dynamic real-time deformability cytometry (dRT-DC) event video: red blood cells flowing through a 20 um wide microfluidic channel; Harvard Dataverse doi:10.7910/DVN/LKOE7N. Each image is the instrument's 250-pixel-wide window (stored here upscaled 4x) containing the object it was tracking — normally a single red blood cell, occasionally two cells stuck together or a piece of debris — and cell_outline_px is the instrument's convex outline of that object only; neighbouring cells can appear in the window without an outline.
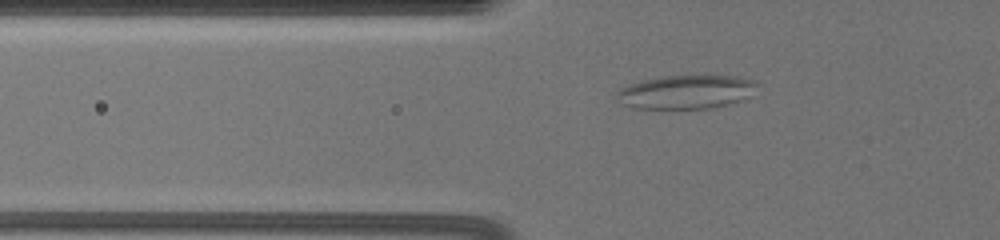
{"species": "common noctule bat (a hibernating species)", "species_latin": "Nyctalus noctula", "temperature_condition": "warm", "stored_images_in_passage": 27, "camera_frame_rate_fps": 3000, "um_per_image_px": 0.085, "animal": {"sex": "female", "body_mass_g": 19.5, "forearm_length_mm": 54.1}, "frame": {"image": 1, "passage_image": 4, "time_ms": 1.667, "image_size_px": [1000, 240], "cell_outline_px": [[756, 84], [744, 96], [728, 104], [712, 108], [632, 108], [620, 104], [616, 100], [616, 92], [620, 88], [628, 84], [644, 80], [664, 76], [736, 76], [752, 80]], "centroid_in_image_um": [58.15, 7.82], "position_along_channel_um": 67.7, "area_um2": 26.93}}
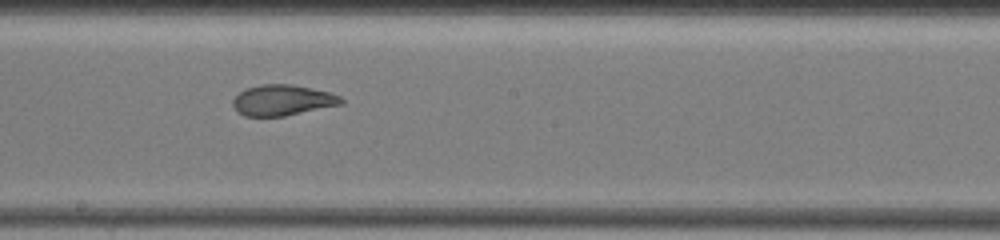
{"frame": {"image": 2, "passage_image": 13, "time_ms": 6.333, "image_size_px": [1000, 240], "cell_outline_px": [[344, 104], [284, 116], [244, 116], [236, 112], [232, 104], [232, 100], [244, 88], [260, 84], [288, 84], [328, 92], [340, 96], [344, 100]], "centroid_in_image_um": [23.98, 8.52], "position_along_channel_um": 224.2, "area_um2": 19.42}}
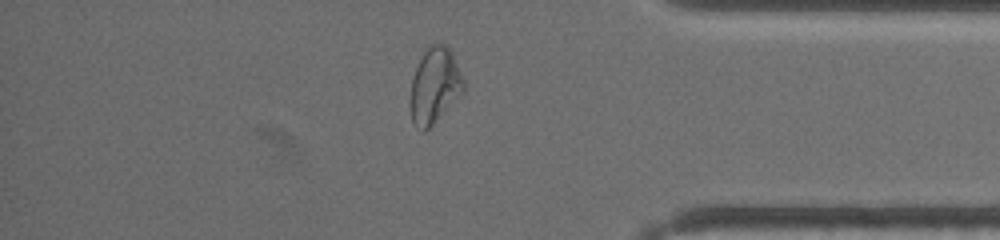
{"frame": {"image": 3, "passage_image": 22, "time_ms": 11.667, "image_size_px": [1000, 240], "cell_outline_px": [[464, 92], [424, 132], [412, 120], [408, 104], [408, 100], [412, 80], [416, 68], [424, 52], [432, 44], [444, 44], [452, 52], [464, 80]], "centroid_in_image_um": [36.93, 7.29], "position_along_channel_um": 398.3, "area_um2": 23.24}, "authors_computed_cell_mechanics": {"area_um2": 22.4842, "velocity_mm_per_s": 3.5327, "shape_relaxation_time_tau1_ms": null, "shape_relaxation_time_tau2_ms": 1.262, "deformation_change_tau1": null, "deformation_change_tau2": 0.0771}}